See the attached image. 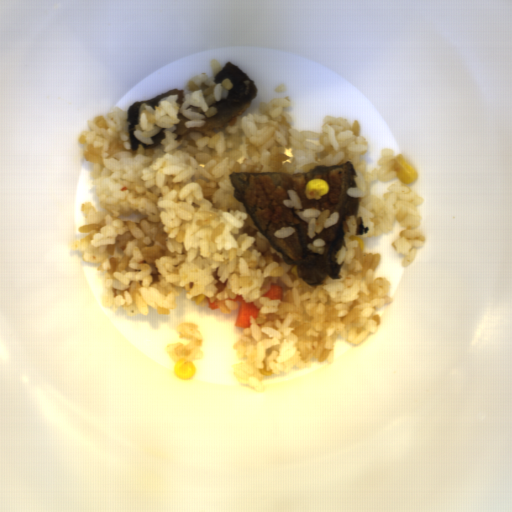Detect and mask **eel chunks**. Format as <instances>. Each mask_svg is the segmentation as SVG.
<instances>
[{
  "label": "eel chunks",
  "instance_id": "4dd315ae",
  "mask_svg": "<svg viewBox=\"0 0 512 512\" xmlns=\"http://www.w3.org/2000/svg\"><path fill=\"white\" fill-rule=\"evenodd\" d=\"M228 177L234 187L233 196L243 204L271 247L282 254L285 263L296 266L298 278L313 288L323 285L327 276L342 279L339 275L342 264L337 265L335 254L345 245L344 235L349 232L347 215L355 216V235L370 231L364 225L363 216H358L359 197L346 194L347 188L358 186L355 181L358 173L352 161L339 165L317 164L307 172H232ZM314 178L325 180L330 187L320 200L307 199L305 195L307 181ZM287 189L297 192L302 208L328 209L331 214L335 210L340 212L338 222L308 239V223L282 202L289 199ZM319 237L326 241L322 256L306 248L307 243Z\"/></svg>",
  "mask_w": 512,
  "mask_h": 512
},
{
  "label": "eel chunks",
  "instance_id": "57646c5b",
  "mask_svg": "<svg viewBox=\"0 0 512 512\" xmlns=\"http://www.w3.org/2000/svg\"><path fill=\"white\" fill-rule=\"evenodd\" d=\"M225 78L230 79L233 86L229 89L227 98H221L220 101L209 105L215 106L217 112L205 119V126L196 128H186L184 123L190 120L179 112L177 118L180 122L173 124L176 130L172 133L177 134L174 140L179 143L189 132H198L210 137L216 134L214 130H219L226 124L230 127L234 126L237 116L242 115L251 106L253 100L257 99L258 91L254 80L229 60L214 75L213 81L215 84L221 83Z\"/></svg>",
  "mask_w": 512,
  "mask_h": 512
},
{
  "label": "eel chunks",
  "instance_id": "5b157139",
  "mask_svg": "<svg viewBox=\"0 0 512 512\" xmlns=\"http://www.w3.org/2000/svg\"><path fill=\"white\" fill-rule=\"evenodd\" d=\"M184 94H185L184 89L173 88V89H171L159 96H156L148 101H137L136 100L127 108V115H126L125 120H126V122H129L128 135H129L132 151H137V149L139 148L138 145H142L144 150L145 149H153L156 146H158L159 144H161V140L165 138V133L163 131L166 128H162L155 136H151L154 141L153 144H145V143L141 142L140 140H138L134 136V134H133L134 127L136 124H139V110H140L141 104H148L151 107L155 108V107H158V102L162 98L169 96V95H178L176 103H178L179 107H181L184 103V100H183L185 98Z\"/></svg>",
  "mask_w": 512,
  "mask_h": 512
}]
</instances>
